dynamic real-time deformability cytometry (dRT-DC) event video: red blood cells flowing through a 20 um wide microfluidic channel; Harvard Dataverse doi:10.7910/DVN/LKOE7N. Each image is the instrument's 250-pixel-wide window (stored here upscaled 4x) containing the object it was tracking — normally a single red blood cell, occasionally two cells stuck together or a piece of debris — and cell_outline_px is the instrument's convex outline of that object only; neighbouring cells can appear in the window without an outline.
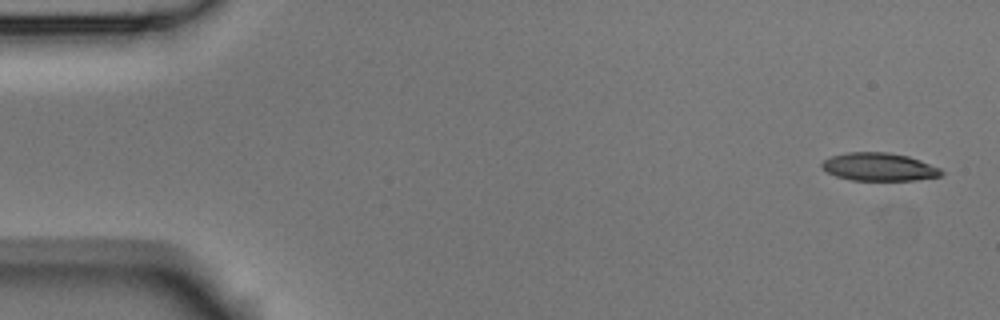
{"species": "Egyptian fruit bat (a non-hibernating species)", "species_latin": "Rousettus aegyptiacus", "temperature_condition": "room temperature", "stored_images_in_passage": 5, "camera_frame_rate_fps": 3000, "um_per_image_px": 0.085, "animal": {"sex": "male"}, "frame": {"image": 1, "passage_image": 1, "time_ms": 0.0, "image_size_px": [1000, 320], "cell_outline_px": [[944, 172], [940, 176], [912, 180], [852, 180], [836, 176], [828, 172], [820, 164], [824, 160], [832, 156], [848, 152], [888, 152], [908, 156], [920, 160], [940, 168]], "centroid_in_image_um": [74.73, 14.18], "position_along_channel_um": 10.3, "area_um2": 19.31}}